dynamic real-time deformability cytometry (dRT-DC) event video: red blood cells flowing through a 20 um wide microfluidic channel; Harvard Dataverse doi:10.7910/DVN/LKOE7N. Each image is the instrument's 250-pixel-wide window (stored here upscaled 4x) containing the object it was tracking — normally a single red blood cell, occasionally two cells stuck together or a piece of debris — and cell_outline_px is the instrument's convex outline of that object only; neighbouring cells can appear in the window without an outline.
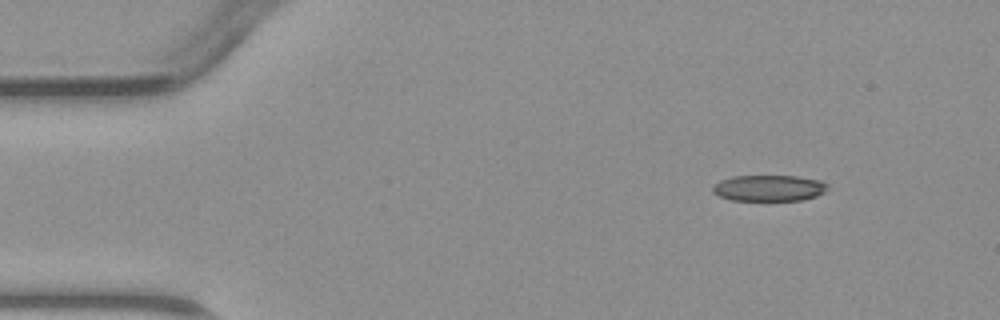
{"species": "common noctule bat (a hibernating species)", "species_latin": "Nyctalus noctula", "temperature_condition": "warm", "stored_images_in_passage": 3, "camera_frame_rate_fps": 3000, "um_per_image_px": 0.085, "animal": {"sex": "male", "body_mass_g": 23.1, "forearm_length_mm": 52.7}, "frame": {"image": 1, "passage_image": 1, "time_ms": 0.0, "image_size_px": [1000, 320], "cell_outline_px": [[828, 188], [824, 192], [816, 196], [804, 200], [732, 200], [720, 196], [712, 192], [712, 184], [720, 180], [732, 176], [796, 176], [820, 180], [828, 184]], "centroid_in_image_um": [65.35, 15.98], "position_along_channel_um": 19.7, "area_um2": 17.57}}